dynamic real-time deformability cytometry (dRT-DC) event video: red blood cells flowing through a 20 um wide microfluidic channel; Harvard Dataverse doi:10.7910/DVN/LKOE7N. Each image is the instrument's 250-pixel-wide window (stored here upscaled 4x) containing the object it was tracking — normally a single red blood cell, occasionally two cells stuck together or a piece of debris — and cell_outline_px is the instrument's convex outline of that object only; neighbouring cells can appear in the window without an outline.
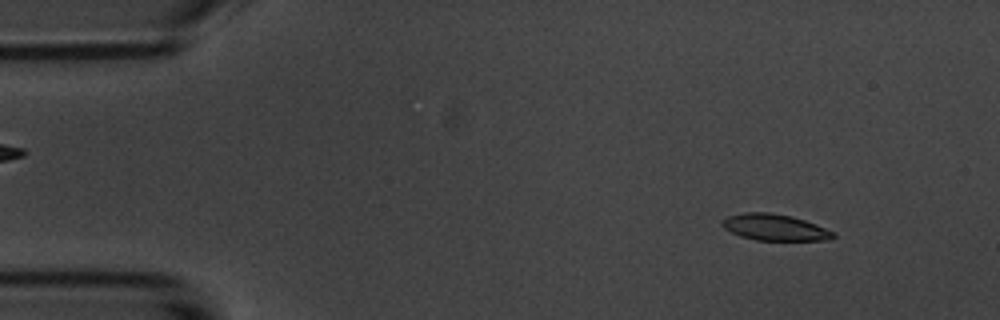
{"species": "common noctule bat (a hibernating species)", "species_latin": "Nyctalus noctula", "temperature_condition": "room temperature", "stored_images_in_passage": 5, "camera_frame_rate_fps": 3000, "um_per_image_px": 0.085, "animal": {"sex": "male", "body_mass_g": 20.1, "forearm_length_mm": 53.5}, "frame": {"image": 1, "passage_image": 1, "time_ms": 0.0, "image_size_px": [1000, 320], "cell_outline_px": [[836, 236], [832, 240], [756, 240], [740, 236], [724, 228], [720, 224], [720, 220], [728, 216], [744, 212], [768, 212], [792, 216], [816, 224], [836, 232]], "centroid_in_image_um": [65.86, 19.32], "position_along_channel_um": 19.1, "area_um2": 17.22}}